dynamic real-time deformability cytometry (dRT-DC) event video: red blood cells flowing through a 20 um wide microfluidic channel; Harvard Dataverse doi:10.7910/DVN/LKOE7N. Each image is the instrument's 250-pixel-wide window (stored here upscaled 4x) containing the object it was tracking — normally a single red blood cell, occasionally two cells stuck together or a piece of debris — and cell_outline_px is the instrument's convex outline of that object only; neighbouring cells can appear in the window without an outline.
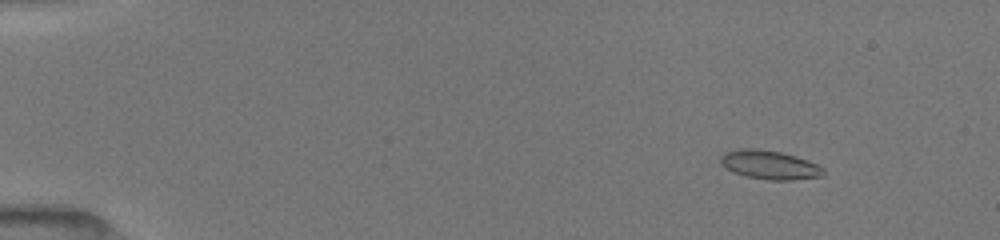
{"species": "common noctule bat (a hibernating species)", "species_latin": "Nyctalus noctula", "temperature_condition": "room temperature", "stored_images_in_passage": 16, "camera_frame_rate_fps": 3000, "um_per_image_px": 0.085, "animal": {"sex": "female", "body_mass_g": 19.5, "forearm_length_mm": 54.1}, "frame": {"image": 1, "passage_image": 5, "time_ms": 2.0, "image_size_px": [1000, 240], "cell_outline_px": [[824, 176], [792, 180], [768, 180], [744, 176], [720, 164], [720, 156], [724, 152], [740, 148], [752, 148], [780, 152], [796, 156], [808, 160], [824, 168]], "centroid_in_image_um": [65.42, 14.01], "position_along_channel_um": 19.6, "area_um2": 17.28}}
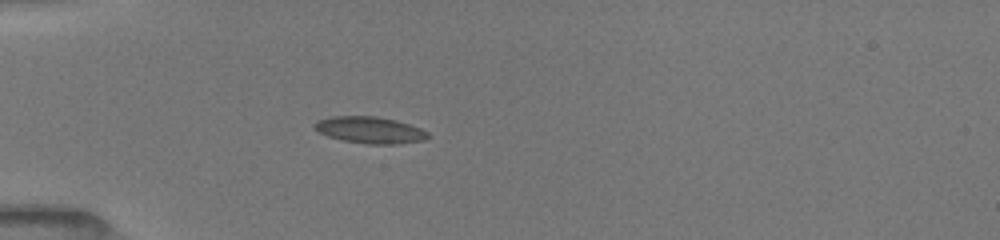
{"frame": {"image": 2, "passage_image": 13, "time_ms": 5.333, "image_size_px": [1000, 240], "cell_outline_px": [[432, 136], [424, 140], [396, 144], [368, 144], [344, 140], [328, 136], [312, 128], [312, 124], [316, 120], [332, 116], [376, 116], [396, 120], [420, 128], [428, 132]], "centroid_in_image_um": [31.43, 11.04], "position_along_channel_um": 53.6, "area_um2": 17.69}}
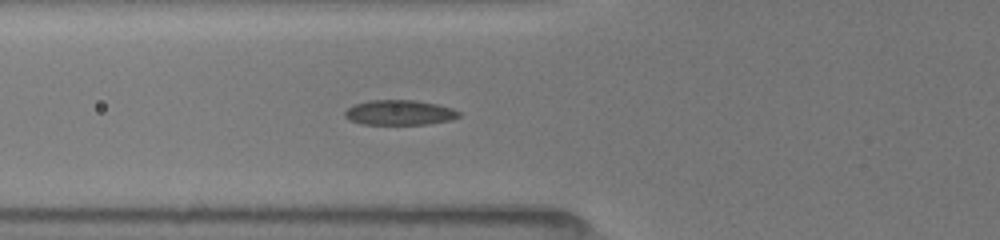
{"frame": {"image": 3, "passage_image": 16, "time_ms": 6.667, "image_size_px": [1000, 240], "cell_outline_px": [[460, 116], [452, 120], [428, 124], [360, 124], [348, 120], [344, 116], [344, 112], [348, 108], [356, 104], [368, 100], [416, 100], [436, 104], [452, 108], [460, 112]], "centroid_in_image_um": [33.95, 9.57], "position_along_channel_um": 91.8, "area_um2": 16.7}}